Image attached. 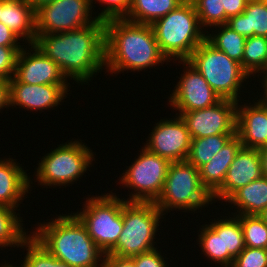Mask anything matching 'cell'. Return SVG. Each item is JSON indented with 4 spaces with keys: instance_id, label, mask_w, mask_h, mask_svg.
<instances>
[{
    "instance_id": "37",
    "label": "cell",
    "mask_w": 267,
    "mask_h": 267,
    "mask_svg": "<svg viewBox=\"0 0 267 267\" xmlns=\"http://www.w3.org/2000/svg\"><path fill=\"white\" fill-rule=\"evenodd\" d=\"M161 250L155 249L131 257L135 267H169V263L164 260L168 259L161 254ZM168 263V265H167Z\"/></svg>"
},
{
    "instance_id": "43",
    "label": "cell",
    "mask_w": 267,
    "mask_h": 267,
    "mask_svg": "<svg viewBox=\"0 0 267 267\" xmlns=\"http://www.w3.org/2000/svg\"><path fill=\"white\" fill-rule=\"evenodd\" d=\"M261 82L264 90L262 91L261 95H259V97L261 96L260 100L267 106V74L262 75V80L260 78V83Z\"/></svg>"
},
{
    "instance_id": "32",
    "label": "cell",
    "mask_w": 267,
    "mask_h": 267,
    "mask_svg": "<svg viewBox=\"0 0 267 267\" xmlns=\"http://www.w3.org/2000/svg\"><path fill=\"white\" fill-rule=\"evenodd\" d=\"M240 220L245 246L267 249V224L258 215H235Z\"/></svg>"
},
{
    "instance_id": "6",
    "label": "cell",
    "mask_w": 267,
    "mask_h": 267,
    "mask_svg": "<svg viewBox=\"0 0 267 267\" xmlns=\"http://www.w3.org/2000/svg\"><path fill=\"white\" fill-rule=\"evenodd\" d=\"M187 61L201 73L220 99L240 102V87L248 78L251 79L240 63L230 59L206 39L192 52Z\"/></svg>"
},
{
    "instance_id": "10",
    "label": "cell",
    "mask_w": 267,
    "mask_h": 267,
    "mask_svg": "<svg viewBox=\"0 0 267 267\" xmlns=\"http://www.w3.org/2000/svg\"><path fill=\"white\" fill-rule=\"evenodd\" d=\"M139 152L140 155L123 171L119 184L135 192L132 191L126 201L155 203L164 188L171 162L145 147Z\"/></svg>"
},
{
    "instance_id": "22",
    "label": "cell",
    "mask_w": 267,
    "mask_h": 267,
    "mask_svg": "<svg viewBox=\"0 0 267 267\" xmlns=\"http://www.w3.org/2000/svg\"><path fill=\"white\" fill-rule=\"evenodd\" d=\"M225 202L236 212L231 215H260L267 207V177L262 176L236 190Z\"/></svg>"
},
{
    "instance_id": "8",
    "label": "cell",
    "mask_w": 267,
    "mask_h": 267,
    "mask_svg": "<svg viewBox=\"0 0 267 267\" xmlns=\"http://www.w3.org/2000/svg\"><path fill=\"white\" fill-rule=\"evenodd\" d=\"M73 140L51 149L50 153L41 158L35 169L37 171L34 182L38 181V185L46 188L47 186L57 188L72 185L82 178L92 161H95L94 152L82 140Z\"/></svg>"
},
{
    "instance_id": "13",
    "label": "cell",
    "mask_w": 267,
    "mask_h": 267,
    "mask_svg": "<svg viewBox=\"0 0 267 267\" xmlns=\"http://www.w3.org/2000/svg\"><path fill=\"white\" fill-rule=\"evenodd\" d=\"M175 117L163 118L154 124L144 147L170 162H181L187 159L192 138L181 116Z\"/></svg>"
},
{
    "instance_id": "30",
    "label": "cell",
    "mask_w": 267,
    "mask_h": 267,
    "mask_svg": "<svg viewBox=\"0 0 267 267\" xmlns=\"http://www.w3.org/2000/svg\"><path fill=\"white\" fill-rule=\"evenodd\" d=\"M214 219L210 224L202 225L199 229L198 244L202 254L214 263L222 266V244H221V219ZM201 230V231H200Z\"/></svg>"
},
{
    "instance_id": "17",
    "label": "cell",
    "mask_w": 267,
    "mask_h": 267,
    "mask_svg": "<svg viewBox=\"0 0 267 267\" xmlns=\"http://www.w3.org/2000/svg\"><path fill=\"white\" fill-rule=\"evenodd\" d=\"M262 176L259 149L242 146L230 164L222 186L212 195V201L225 202L236 190Z\"/></svg>"
},
{
    "instance_id": "29",
    "label": "cell",
    "mask_w": 267,
    "mask_h": 267,
    "mask_svg": "<svg viewBox=\"0 0 267 267\" xmlns=\"http://www.w3.org/2000/svg\"><path fill=\"white\" fill-rule=\"evenodd\" d=\"M234 135H214L191 140L186 161L199 169L216 155Z\"/></svg>"
},
{
    "instance_id": "41",
    "label": "cell",
    "mask_w": 267,
    "mask_h": 267,
    "mask_svg": "<svg viewBox=\"0 0 267 267\" xmlns=\"http://www.w3.org/2000/svg\"><path fill=\"white\" fill-rule=\"evenodd\" d=\"M9 108V81L0 79V110ZM1 112V111H0Z\"/></svg>"
},
{
    "instance_id": "38",
    "label": "cell",
    "mask_w": 267,
    "mask_h": 267,
    "mask_svg": "<svg viewBox=\"0 0 267 267\" xmlns=\"http://www.w3.org/2000/svg\"><path fill=\"white\" fill-rule=\"evenodd\" d=\"M22 41L14 32L0 22V46H25L20 45Z\"/></svg>"
},
{
    "instance_id": "11",
    "label": "cell",
    "mask_w": 267,
    "mask_h": 267,
    "mask_svg": "<svg viewBox=\"0 0 267 267\" xmlns=\"http://www.w3.org/2000/svg\"><path fill=\"white\" fill-rule=\"evenodd\" d=\"M91 0H55L35 10L36 34L68 32L95 23Z\"/></svg>"
},
{
    "instance_id": "5",
    "label": "cell",
    "mask_w": 267,
    "mask_h": 267,
    "mask_svg": "<svg viewBox=\"0 0 267 267\" xmlns=\"http://www.w3.org/2000/svg\"><path fill=\"white\" fill-rule=\"evenodd\" d=\"M165 216L154 202H126L123 205V228L116 246L108 253L131 258L155 249V237ZM160 223V224H159ZM155 243V244H154Z\"/></svg>"
},
{
    "instance_id": "27",
    "label": "cell",
    "mask_w": 267,
    "mask_h": 267,
    "mask_svg": "<svg viewBox=\"0 0 267 267\" xmlns=\"http://www.w3.org/2000/svg\"><path fill=\"white\" fill-rule=\"evenodd\" d=\"M17 209L0 205V248L21 247L23 242L30 236L26 233L23 219ZM19 216V217H18ZM28 234V235H27Z\"/></svg>"
},
{
    "instance_id": "4",
    "label": "cell",
    "mask_w": 267,
    "mask_h": 267,
    "mask_svg": "<svg viewBox=\"0 0 267 267\" xmlns=\"http://www.w3.org/2000/svg\"><path fill=\"white\" fill-rule=\"evenodd\" d=\"M161 53L169 61L187 60L206 39L192 1H184L176 9L152 25Z\"/></svg>"
},
{
    "instance_id": "20",
    "label": "cell",
    "mask_w": 267,
    "mask_h": 267,
    "mask_svg": "<svg viewBox=\"0 0 267 267\" xmlns=\"http://www.w3.org/2000/svg\"><path fill=\"white\" fill-rule=\"evenodd\" d=\"M0 22L28 45L36 40L35 9L26 0H1Z\"/></svg>"
},
{
    "instance_id": "26",
    "label": "cell",
    "mask_w": 267,
    "mask_h": 267,
    "mask_svg": "<svg viewBox=\"0 0 267 267\" xmlns=\"http://www.w3.org/2000/svg\"><path fill=\"white\" fill-rule=\"evenodd\" d=\"M213 28L216 30L213 29L212 34L206 31V40L218 50L223 51L230 59L240 63L242 67L246 37L235 32L227 24Z\"/></svg>"
},
{
    "instance_id": "12",
    "label": "cell",
    "mask_w": 267,
    "mask_h": 267,
    "mask_svg": "<svg viewBox=\"0 0 267 267\" xmlns=\"http://www.w3.org/2000/svg\"><path fill=\"white\" fill-rule=\"evenodd\" d=\"M176 115L186 123L192 139L214 135H236L237 102L221 99L214 106Z\"/></svg>"
},
{
    "instance_id": "28",
    "label": "cell",
    "mask_w": 267,
    "mask_h": 267,
    "mask_svg": "<svg viewBox=\"0 0 267 267\" xmlns=\"http://www.w3.org/2000/svg\"><path fill=\"white\" fill-rule=\"evenodd\" d=\"M242 69L250 77L256 76V73L258 78L261 73L267 74V37L253 35L246 38Z\"/></svg>"
},
{
    "instance_id": "36",
    "label": "cell",
    "mask_w": 267,
    "mask_h": 267,
    "mask_svg": "<svg viewBox=\"0 0 267 267\" xmlns=\"http://www.w3.org/2000/svg\"><path fill=\"white\" fill-rule=\"evenodd\" d=\"M233 267H267V249L245 246L234 259Z\"/></svg>"
},
{
    "instance_id": "7",
    "label": "cell",
    "mask_w": 267,
    "mask_h": 267,
    "mask_svg": "<svg viewBox=\"0 0 267 267\" xmlns=\"http://www.w3.org/2000/svg\"><path fill=\"white\" fill-rule=\"evenodd\" d=\"M212 203V196L201 183L199 169L187 161L171 162L156 207L163 214L177 209L195 213Z\"/></svg>"
},
{
    "instance_id": "31",
    "label": "cell",
    "mask_w": 267,
    "mask_h": 267,
    "mask_svg": "<svg viewBox=\"0 0 267 267\" xmlns=\"http://www.w3.org/2000/svg\"><path fill=\"white\" fill-rule=\"evenodd\" d=\"M26 248V255L21 260L23 267H71L63 261L56 259L31 234L23 242L21 248Z\"/></svg>"
},
{
    "instance_id": "24",
    "label": "cell",
    "mask_w": 267,
    "mask_h": 267,
    "mask_svg": "<svg viewBox=\"0 0 267 267\" xmlns=\"http://www.w3.org/2000/svg\"><path fill=\"white\" fill-rule=\"evenodd\" d=\"M185 0H132L125 19L135 23L152 25L155 21L176 9Z\"/></svg>"
},
{
    "instance_id": "21",
    "label": "cell",
    "mask_w": 267,
    "mask_h": 267,
    "mask_svg": "<svg viewBox=\"0 0 267 267\" xmlns=\"http://www.w3.org/2000/svg\"><path fill=\"white\" fill-rule=\"evenodd\" d=\"M241 147L240 138L234 135L210 162L199 168L201 183L211 196L222 186L229 166Z\"/></svg>"
},
{
    "instance_id": "9",
    "label": "cell",
    "mask_w": 267,
    "mask_h": 267,
    "mask_svg": "<svg viewBox=\"0 0 267 267\" xmlns=\"http://www.w3.org/2000/svg\"><path fill=\"white\" fill-rule=\"evenodd\" d=\"M83 208L73 213L85 226L89 236L104 254H108L117 244L123 228V205L126 198L115 193L92 196Z\"/></svg>"
},
{
    "instance_id": "18",
    "label": "cell",
    "mask_w": 267,
    "mask_h": 267,
    "mask_svg": "<svg viewBox=\"0 0 267 267\" xmlns=\"http://www.w3.org/2000/svg\"><path fill=\"white\" fill-rule=\"evenodd\" d=\"M252 102H237L236 135L243 147L261 149L267 147V106L260 99Z\"/></svg>"
},
{
    "instance_id": "33",
    "label": "cell",
    "mask_w": 267,
    "mask_h": 267,
    "mask_svg": "<svg viewBox=\"0 0 267 267\" xmlns=\"http://www.w3.org/2000/svg\"><path fill=\"white\" fill-rule=\"evenodd\" d=\"M203 29L227 24L228 17L225 14L223 0H191ZM208 27V28H204Z\"/></svg>"
},
{
    "instance_id": "46",
    "label": "cell",
    "mask_w": 267,
    "mask_h": 267,
    "mask_svg": "<svg viewBox=\"0 0 267 267\" xmlns=\"http://www.w3.org/2000/svg\"><path fill=\"white\" fill-rule=\"evenodd\" d=\"M5 262V264H2L1 263V265H0V267H23L22 265H20V266H14L13 264H10V262H8V263H6V260L4 261Z\"/></svg>"
},
{
    "instance_id": "19",
    "label": "cell",
    "mask_w": 267,
    "mask_h": 267,
    "mask_svg": "<svg viewBox=\"0 0 267 267\" xmlns=\"http://www.w3.org/2000/svg\"><path fill=\"white\" fill-rule=\"evenodd\" d=\"M15 161L16 159L10 156L7 159H0V205L18 209L28 196L27 193H31L30 184L33 183L27 170Z\"/></svg>"
},
{
    "instance_id": "45",
    "label": "cell",
    "mask_w": 267,
    "mask_h": 267,
    "mask_svg": "<svg viewBox=\"0 0 267 267\" xmlns=\"http://www.w3.org/2000/svg\"><path fill=\"white\" fill-rule=\"evenodd\" d=\"M263 221L267 224V207L264 209V211L259 215Z\"/></svg>"
},
{
    "instance_id": "3",
    "label": "cell",
    "mask_w": 267,
    "mask_h": 267,
    "mask_svg": "<svg viewBox=\"0 0 267 267\" xmlns=\"http://www.w3.org/2000/svg\"><path fill=\"white\" fill-rule=\"evenodd\" d=\"M35 229L31 235L59 261L71 267H102L105 254L72 212L38 223Z\"/></svg>"
},
{
    "instance_id": "14",
    "label": "cell",
    "mask_w": 267,
    "mask_h": 267,
    "mask_svg": "<svg viewBox=\"0 0 267 267\" xmlns=\"http://www.w3.org/2000/svg\"><path fill=\"white\" fill-rule=\"evenodd\" d=\"M184 69L179 78L180 80L172 90L169 97V105L181 112H188L197 109H204L214 106L221 99L210 87L209 83L203 78L201 73L196 70L187 60H178Z\"/></svg>"
},
{
    "instance_id": "23",
    "label": "cell",
    "mask_w": 267,
    "mask_h": 267,
    "mask_svg": "<svg viewBox=\"0 0 267 267\" xmlns=\"http://www.w3.org/2000/svg\"><path fill=\"white\" fill-rule=\"evenodd\" d=\"M227 25L244 37H267V0L248 1L243 13L228 19Z\"/></svg>"
},
{
    "instance_id": "44",
    "label": "cell",
    "mask_w": 267,
    "mask_h": 267,
    "mask_svg": "<svg viewBox=\"0 0 267 267\" xmlns=\"http://www.w3.org/2000/svg\"><path fill=\"white\" fill-rule=\"evenodd\" d=\"M30 6L37 10L40 6L55 0H26Z\"/></svg>"
},
{
    "instance_id": "1",
    "label": "cell",
    "mask_w": 267,
    "mask_h": 267,
    "mask_svg": "<svg viewBox=\"0 0 267 267\" xmlns=\"http://www.w3.org/2000/svg\"><path fill=\"white\" fill-rule=\"evenodd\" d=\"M34 45L59 66L67 79L73 78L81 85L105 68L104 21L68 32L37 34Z\"/></svg>"
},
{
    "instance_id": "16",
    "label": "cell",
    "mask_w": 267,
    "mask_h": 267,
    "mask_svg": "<svg viewBox=\"0 0 267 267\" xmlns=\"http://www.w3.org/2000/svg\"><path fill=\"white\" fill-rule=\"evenodd\" d=\"M29 46V50L23 48L17 57L14 77L19 82L30 85L70 84L54 61L34 44Z\"/></svg>"
},
{
    "instance_id": "40",
    "label": "cell",
    "mask_w": 267,
    "mask_h": 267,
    "mask_svg": "<svg viewBox=\"0 0 267 267\" xmlns=\"http://www.w3.org/2000/svg\"><path fill=\"white\" fill-rule=\"evenodd\" d=\"M102 267H135L131 258L117 257L112 254H105Z\"/></svg>"
},
{
    "instance_id": "34",
    "label": "cell",
    "mask_w": 267,
    "mask_h": 267,
    "mask_svg": "<svg viewBox=\"0 0 267 267\" xmlns=\"http://www.w3.org/2000/svg\"><path fill=\"white\" fill-rule=\"evenodd\" d=\"M95 3H94V2ZM98 3L103 4L102 11L95 15L100 21H108L112 19H122L128 14L132 0H96ZM95 0H91V7L96 4ZM94 3V4H93ZM106 4V5H105Z\"/></svg>"
},
{
    "instance_id": "39",
    "label": "cell",
    "mask_w": 267,
    "mask_h": 267,
    "mask_svg": "<svg viewBox=\"0 0 267 267\" xmlns=\"http://www.w3.org/2000/svg\"><path fill=\"white\" fill-rule=\"evenodd\" d=\"M247 0H223L225 14L228 18L239 15L245 10Z\"/></svg>"
},
{
    "instance_id": "25",
    "label": "cell",
    "mask_w": 267,
    "mask_h": 267,
    "mask_svg": "<svg viewBox=\"0 0 267 267\" xmlns=\"http://www.w3.org/2000/svg\"><path fill=\"white\" fill-rule=\"evenodd\" d=\"M221 219L222 267L233 265L234 259L245 248L240 220L235 216Z\"/></svg>"
},
{
    "instance_id": "35",
    "label": "cell",
    "mask_w": 267,
    "mask_h": 267,
    "mask_svg": "<svg viewBox=\"0 0 267 267\" xmlns=\"http://www.w3.org/2000/svg\"><path fill=\"white\" fill-rule=\"evenodd\" d=\"M23 46H0V79L9 81L15 75L16 62Z\"/></svg>"
},
{
    "instance_id": "2",
    "label": "cell",
    "mask_w": 267,
    "mask_h": 267,
    "mask_svg": "<svg viewBox=\"0 0 267 267\" xmlns=\"http://www.w3.org/2000/svg\"><path fill=\"white\" fill-rule=\"evenodd\" d=\"M164 62L169 61L161 53L151 25L125 18L105 22V73L140 72Z\"/></svg>"
},
{
    "instance_id": "15",
    "label": "cell",
    "mask_w": 267,
    "mask_h": 267,
    "mask_svg": "<svg viewBox=\"0 0 267 267\" xmlns=\"http://www.w3.org/2000/svg\"><path fill=\"white\" fill-rule=\"evenodd\" d=\"M70 84L30 85L19 82L14 76L9 80V106L29 111L51 110L67 96ZM69 87V88H68Z\"/></svg>"
},
{
    "instance_id": "42",
    "label": "cell",
    "mask_w": 267,
    "mask_h": 267,
    "mask_svg": "<svg viewBox=\"0 0 267 267\" xmlns=\"http://www.w3.org/2000/svg\"><path fill=\"white\" fill-rule=\"evenodd\" d=\"M263 176L267 177V147L259 149Z\"/></svg>"
}]
</instances>
